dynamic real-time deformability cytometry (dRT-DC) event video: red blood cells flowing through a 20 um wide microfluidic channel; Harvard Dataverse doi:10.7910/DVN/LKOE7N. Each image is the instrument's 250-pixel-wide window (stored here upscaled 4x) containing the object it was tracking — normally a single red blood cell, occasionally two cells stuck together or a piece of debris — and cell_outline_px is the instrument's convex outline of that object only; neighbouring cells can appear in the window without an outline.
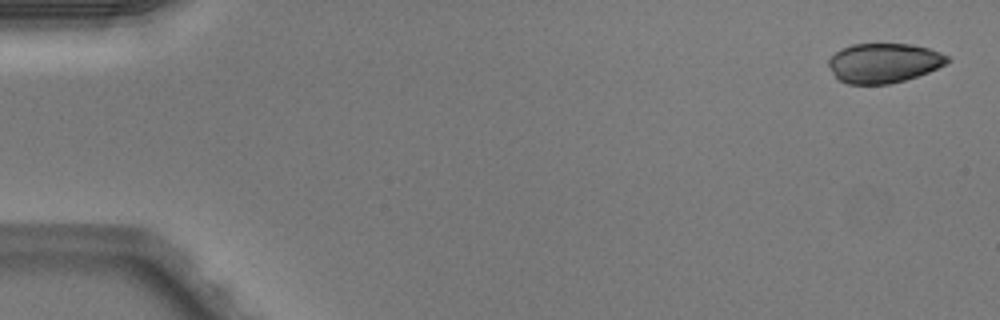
{"species": "Egyptian fruit bat (a non-hibernating species)", "species_latin": "Rousettus aegyptiacus", "temperature_condition": "warm", "stored_images_in_passage": 49, "camera_frame_rate_fps": 3000, "um_per_image_px": 0.085, "animal": {"sex": "male"}, "frame": {"image": 1, "passage_image": 1, "time_ms": 0.0, "image_size_px": [1000, 320], "cell_outline_px": [[952, 60], [928, 72], [904, 80], [888, 84], [848, 84], [840, 80], [832, 72], [828, 64], [828, 60], [840, 48], [852, 44], [908, 44], [928, 48], [940, 52], [948, 56]], "centroid_in_image_um": [75.11, 5.34], "position_along_channel_um": 9.9, "area_um2": 27.22}}
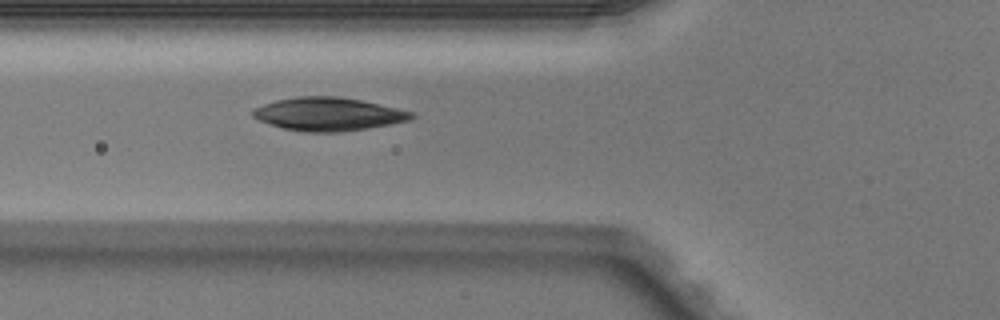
{"frame": {"image": 2, "passage_image": 18, "time_ms": 5.667, "image_size_px": [1000, 320], "cell_outline_px": [[416, 116], [408, 120], [392, 124], [368, 128], [340, 132], [304, 132], [284, 128], [260, 120], [252, 116], [252, 112], [256, 108], [264, 104], [276, 100], [296, 96], [340, 96], [360, 100], [396, 108], [412, 112]], "centroid_in_image_um": [27.92, 9.69], "position_along_channel_um": 97.9, "area_um2": 30.46}}
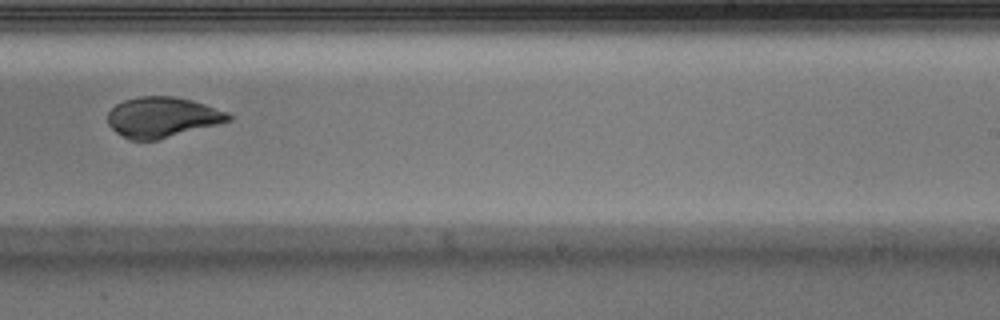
{"frame": {"image": 3, "passage_image": 31, "time_ms": 10.0, "image_size_px": [1000, 320], "cell_outline_px": [[232, 120], [156, 140], [128, 140], [116, 132], [108, 124], [108, 112], [116, 104], [124, 100], [140, 96], [176, 96], [192, 100], [228, 112], [232, 116]], "centroid_in_image_um": [13.77, 9.95], "position_along_channel_um": 275.2, "area_um2": 28.26}, "authors_computed_cell_mechanics": {"area_um2": 29.767, "velocity_mm_per_s": 4.091, "shape_relaxation_time_tau1_ms": null, "shape_relaxation_time_tau2_ms": 1.1818, "deformation_change_tau1": null, "deformation_change_tau2": 0.0438}}